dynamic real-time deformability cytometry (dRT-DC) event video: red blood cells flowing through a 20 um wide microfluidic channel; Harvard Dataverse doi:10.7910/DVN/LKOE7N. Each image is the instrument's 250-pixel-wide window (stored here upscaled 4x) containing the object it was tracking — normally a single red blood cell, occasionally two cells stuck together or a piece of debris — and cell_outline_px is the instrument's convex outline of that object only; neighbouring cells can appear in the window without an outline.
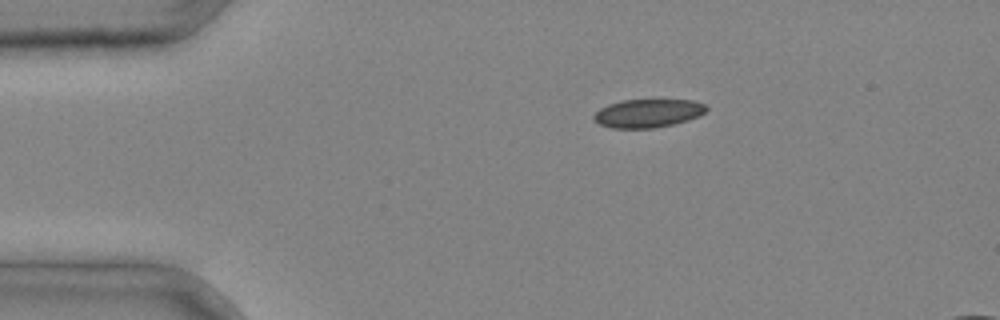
{"species": "common noctule bat (a hibernating species)", "species_latin": "Nyctalus noctula", "temperature_condition": "cold", "stored_images_in_passage": 3, "segment_of_instrument_passage": [1, 2], "camera_frame_rate_fps": 3000, "um_per_image_px": 0.085, "animal": {"sex": "male", "body_mass_g": 20.4}, "frame": {"image": 1, "passage_image": 1, "time_ms": 0.0, "image_size_px": [1000, 320], "cell_outline_px": [[708, 108], [704, 112], [688, 120], [672, 124], [652, 128], [612, 128], [600, 124], [592, 116], [600, 108], [608, 104], [620, 100], [692, 100], [704, 104]], "centroid_in_image_um": [55.04, 9.62], "position_along_channel_um": 30.0, "area_um2": 18.38}}